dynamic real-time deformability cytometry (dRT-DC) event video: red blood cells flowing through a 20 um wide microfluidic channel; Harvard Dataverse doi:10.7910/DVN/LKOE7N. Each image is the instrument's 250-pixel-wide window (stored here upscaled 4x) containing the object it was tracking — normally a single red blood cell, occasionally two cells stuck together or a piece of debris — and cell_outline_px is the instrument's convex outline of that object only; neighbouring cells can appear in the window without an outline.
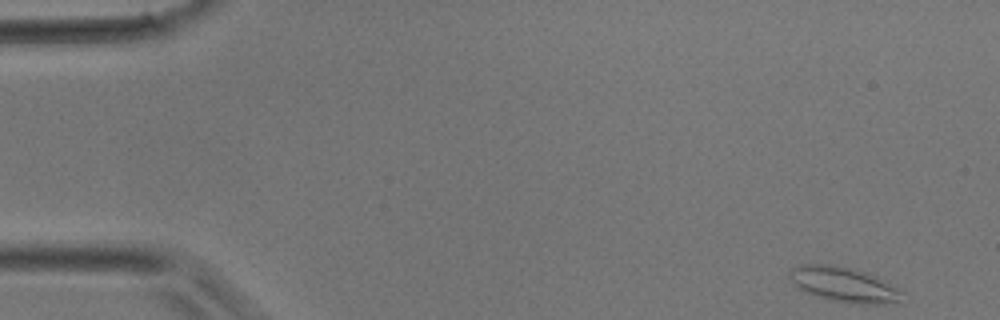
{"species": "common noctule bat (a hibernating species)", "species_latin": "Nyctalus noctula", "temperature_condition": "room temperature", "stored_images_in_passage": 38, "camera_frame_rate_fps": 3000, "um_per_image_px": 0.085, "animal": {"sex": "male", "body_mass_g": 17.9}, "frame": {"image": 1, "passage_image": 1, "time_ms": 0.0, "image_size_px": [1000, 320], "cell_outline_px": [[904, 304], [848, 304], [832, 300], [808, 292], [800, 288], [788, 276], [788, 272], [792, 268], [800, 264], [832, 264], [868, 272], [876, 276], [904, 292]], "centroid_in_image_um": [71.84, 24.2], "position_along_channel_um": 13.2, "area_um2": 23.24}}
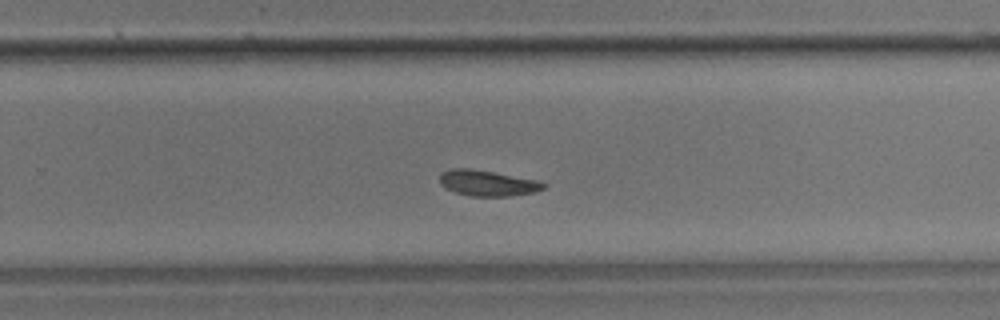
{"frame": {"image": 2, "passage_image": 24, "time_ms": 7.667, "image_size_px": [1000, 320], "cell_outline_px": [[548, 184], [544, 188], [532, 192], [508, 196], [472, 196], [456, 192], [444, 188], [440, 184], [440, 172], [452, 168], [468, 168], [492, 172], [536, 180]], "centroid_in_image_um": [41.38, 15.56], "position_along_channel_um": 288.4, "area_um2": 15.37}}
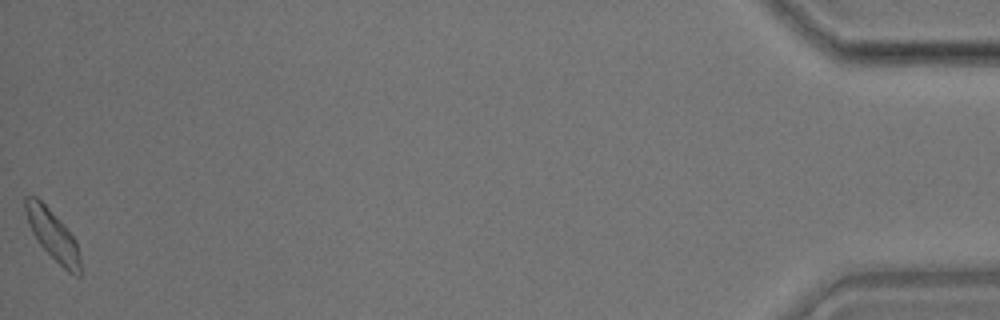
{"frame": {"image": 3, "passage_image": 38, "time_ms": 12.333, "image_size_px": [1000, 320], "cell_outline_px": [[80, 276], [76, 276], [68, 272], [40, 244], [32, 232], [28, 224], [24, 208], [24, 196], [36, 196], [64, 224], [76, 240], [80, 256]], "centroid_in_image_um": [4.48, 19.95], "position_along_channel_um": 430.7, "area_um2": 15.84}}